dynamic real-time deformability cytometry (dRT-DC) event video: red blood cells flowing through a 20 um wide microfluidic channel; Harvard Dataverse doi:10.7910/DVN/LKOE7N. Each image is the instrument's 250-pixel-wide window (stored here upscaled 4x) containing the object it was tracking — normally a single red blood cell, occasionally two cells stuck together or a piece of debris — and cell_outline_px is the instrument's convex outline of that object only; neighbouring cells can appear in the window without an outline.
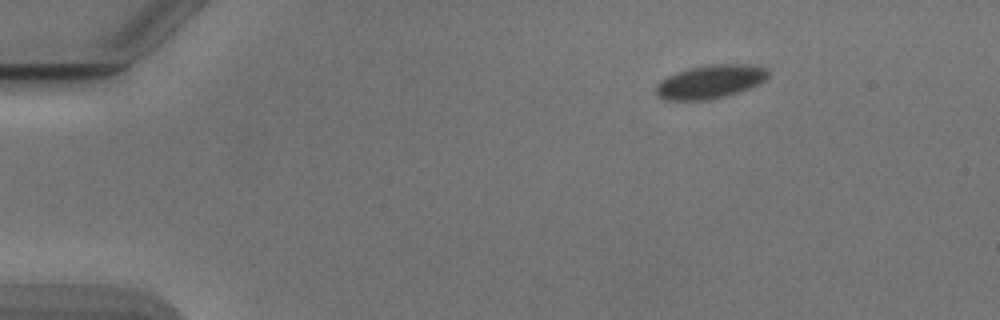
{"species": "Egyptian fruit bat (a non-hibernating species)", "species_latin": "Rousettus aegyptiacus", "temperature_condition": "cold", "stored_images_in_passage": 47, "camera_frame_rate_fps": 3000, "um_per_image_px": 0.085, "animal": {"sex": "male"}, "frame": {"image": 1, "passage_image": 1, "time_ms": 0.0, "image_size_px": [1000, 320], "cell_outline_px": [[768, 76], [760, 84], [724, 96], [704, 100], [664, 100], [656, 92], [656, 84], [660, 80], [676, 72], [688, 68], [708, 64], [752, 64], [768, 68]], "centroid_in_image_um": [60.37, 6.92], "position_along_channel_um": 24.6, "area_um2": 21.91}}
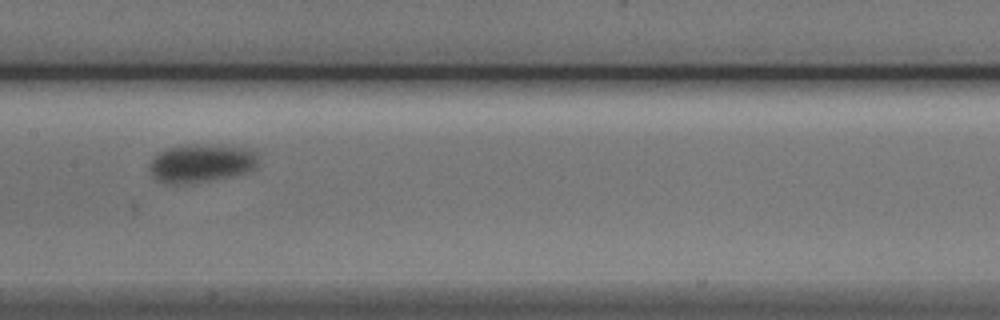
{"frame": {"image": 2, "passage_image": 21, "time_ms": 6.667, "image_size_px": [1000, 320], "cell_outline_px": [[256, 168], [244, 172], [228, 176], [188, 184], [164, 184], [156, 180], [152, 176], [148, 168], [148, 164], [164, 148], [196, 144], [252, 148], [256, 152]], "centroid_in_image_um": [17.04, 13.88], "position_along_channel_um": 190.4, "area_um2": 24.22}}
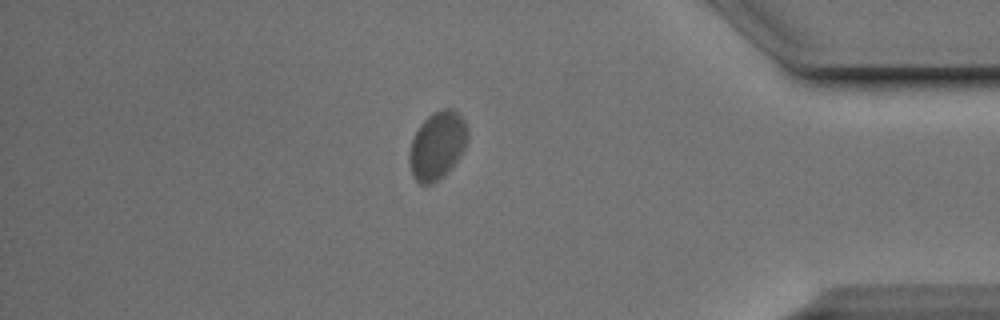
{"frame": {"image": 3, "passage_image": 40, "time_ms": 13.0, "image_size_px": [1000, 320], "cell_outline_px": [[468, 136], [464, 148], [456, 160], [432, 184], [420, 184], [412, 176], [408, 160], [408, 156], [412, 140], [420, 124], [432, 112], [440, 108], [452, 108], [464, 120], [468, 132]], "centroid_in_image_um": [37.13, 12.32], "position_along_channel_um": 398.1, "area_um2": 22.66}, "authors_computed_cell_mechanics": {"area_um2": 22.4842, "velocity_mm_per_s": 3.7673, "shape_relaxation_time_tau1_ms": 1.2899, "shape_relaxation_time_tau2_ms": null, "deformation_change_tau1": 0.0427, "deformation_change_tau2": null}}